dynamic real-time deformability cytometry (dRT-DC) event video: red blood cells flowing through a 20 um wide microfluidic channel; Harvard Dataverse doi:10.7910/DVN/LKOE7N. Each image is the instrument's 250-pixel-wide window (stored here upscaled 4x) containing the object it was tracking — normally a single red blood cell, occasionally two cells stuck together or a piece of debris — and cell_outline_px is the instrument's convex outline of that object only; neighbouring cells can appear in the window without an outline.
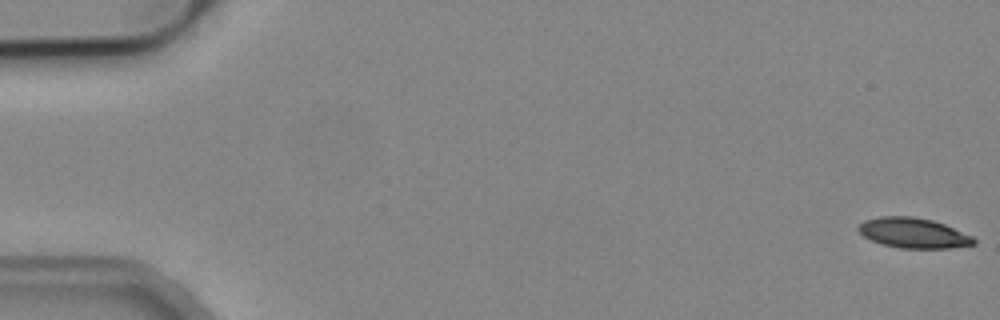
{"species": "common noctule bat (a hibernating species)", "species_latin": "Nyctalus noctula", "temperature_condition": "cold", "stored_images_in_passage": 53, "camera_frame_rate_fps": 3000, "um_per_image_px": 0.085, "animal": {"sex": "male", "body_mass_g": 19.2, "forearm_length_mm": 51.8}, "frame": {"image": 1, "passage_image": 1, "time_ms": 0.0, "image_size_px": [1000, 320], "cell_outline_px": [[976, 244], [948, 248], [900, 248], [880, 244], [864, 236], [856, 228], [864, 220], [880, 216], [912, 216], [932, 220], [944, 224], [972, 236], [976, 240]], "centroid_in_image_um": [77.62, 19.8], "position_along_channel_um": 7.4, "area_um2": 20.23}}
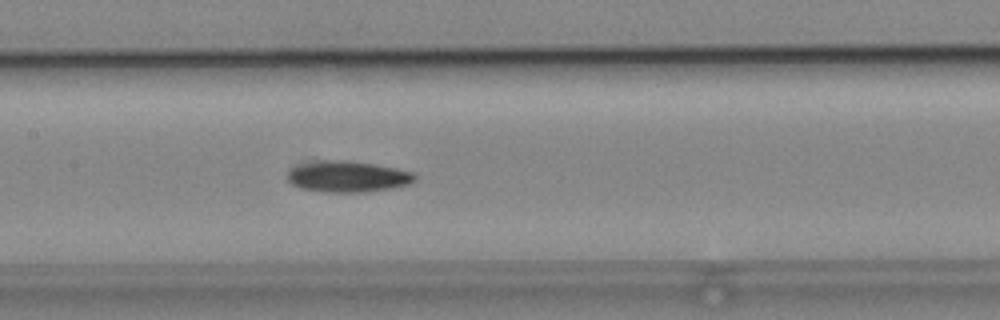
{"frame": {"image": 2, "passage_image": 26, "time_ms": 8.333, "image_size_px": [1000, 320], "cell_outline_px": [[416, 180], [408, 184], [388, 188], [364, 192], [324, 192], [300, 188], [292, 184], [288, 180], [288, 172], [292, 168], [300, 164], [316, 160], [348, 160], [396, 168], [416, 172]], "centroid_in_image_um": [29.54, 15.0], "position_along_channel_um": 177.9, "area_um2": 23.12}}
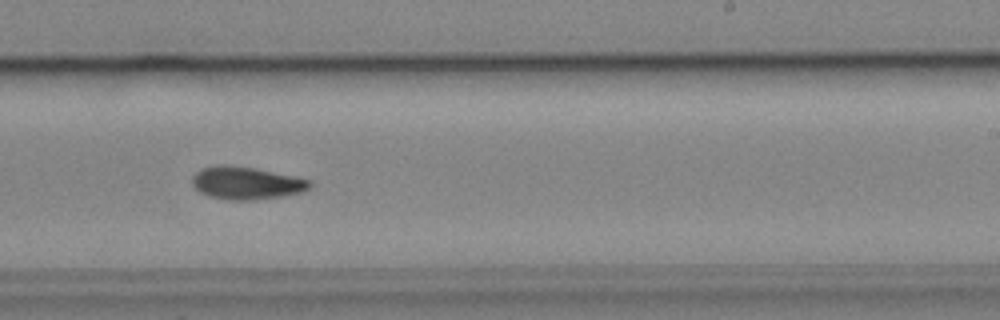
{"frame": {"image": 3, "passage_image": 33, "time_ms": 10.667, "image_size_px": [1000, 320], "cell_outline_px": [[312, 184], [304, 192], [280, 196], [252, 200], [228, 200], [208, 196], [200, 192], [192, 184], [192, 176], [200, 168], [216, 164], [224, 164], [256, 168], [312, 180]], "centroid_in_image_um": [20.91, 15.54], "position_along_channel_um": 268.1, "area_um2": 22.54}, "authors_computed_cell_mechanics": {"area_um2": 21.675, "velocity_mm_per_s": 3.8907, "shape_relaxation_time_tau1_ms": 7.4799, "shape_relaxation_time_tau2_ms": null, "deformation_change_tau1": 0.1694, "deformation_change_tau2": null}}